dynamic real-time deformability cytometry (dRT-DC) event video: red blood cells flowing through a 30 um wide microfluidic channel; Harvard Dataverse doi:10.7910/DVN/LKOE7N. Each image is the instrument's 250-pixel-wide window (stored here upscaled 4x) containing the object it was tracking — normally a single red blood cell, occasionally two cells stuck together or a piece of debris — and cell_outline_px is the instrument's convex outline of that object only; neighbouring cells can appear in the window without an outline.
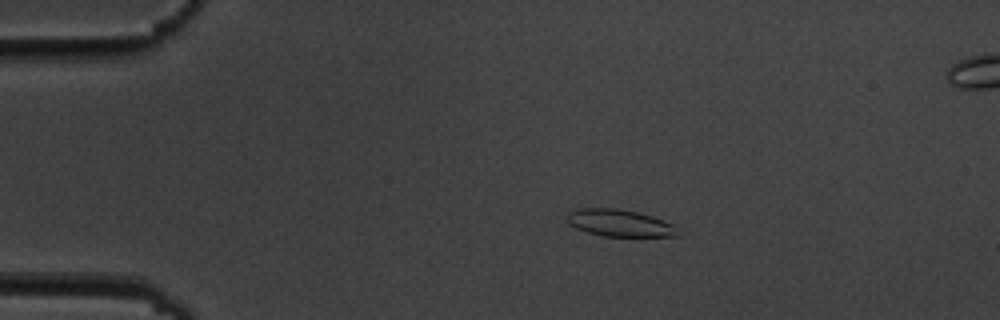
{"species": "common noctule bat (a hibernating species)", "species_latin": "Nyctalus noctula", "temperature_condition": "cold", "stored_images_in_passage": 6, "camera_frame_rate_fps": 3000, "um_per_image_px": 0.085, "animal": {"sex": "male", "body_mass_g": 19.5, "forearm_length_mm": 54.6}, "frame": {"image": 1, "passage_image": 3, "time_ms": 2.667, "image_size_px": [1000, 320], "cell_outline_px": [[680, 236], [604, 236], [588, 232], [576, 228], [568, 224], [568, 212], [580, 208], [616, 208], [636, 212], [652, 216], [672, 224]], "centroid_in_image_um": [52.63, 18.95], "position_along_channel_um": 32.4, "area_um2": 17.17}}